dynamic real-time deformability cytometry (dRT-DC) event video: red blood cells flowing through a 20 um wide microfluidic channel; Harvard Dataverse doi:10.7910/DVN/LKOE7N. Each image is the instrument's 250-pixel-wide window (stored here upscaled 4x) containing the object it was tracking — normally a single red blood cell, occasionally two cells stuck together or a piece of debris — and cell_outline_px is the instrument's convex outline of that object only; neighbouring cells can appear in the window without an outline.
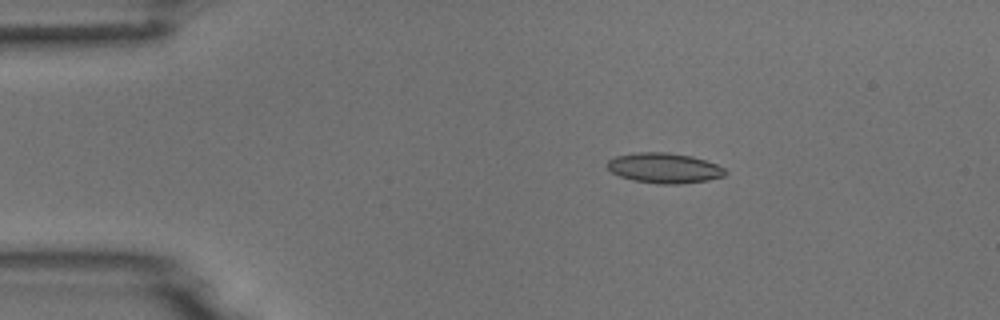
{"species": "common noctule bat (a hibernating species)", "species_latin": "Nyctalus noctula", "temperature_condition": "room temperature", "stored_images_in_passage": 6, "camera_frame_rate_fps": 3000, "um_per_image_px": 0.085, "animal": {"sex": "male", "body_mass_g": 18.8}, "frame": {"image": 1, "passage_image": 3, "time_ms": 2.333, "image_size_px": [1000, 320], "cell_outline_px": [[728, 172], [724, 176], [708, 180], [680, 184], [656, 184], [632, 180], [620, 176], [612, 172], [604, 164], [608, 160], [616, 156], [636, 152], [668, 152], [692, 156], [716, 164], [724, 168]], "centroid_in_image_um": [56.44, 14.28], "position_along_channel_um": 28.6, "area_um2": 20.92}}
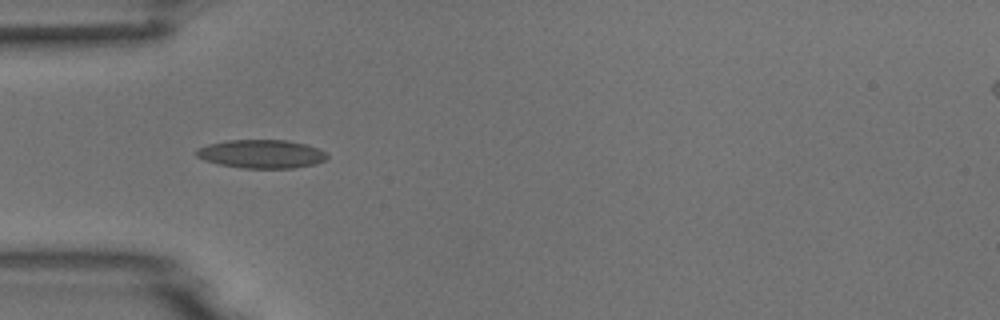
{"frame": {"image": 2, "passage_image": 5, "time_ms": 4.667, "image_size_px": [1000, 320], "cell_outline_px": [[328, 156], [324, 160], [316, 164], [292, 168], [240, 168], [220, 164], [204, 160], [196, 156], [192, 152], [196, 148], [208, 144], [224, 140], [288, 140], [308, 144], [324, 152]], "centroid_in_image_um": [22.17, 13.08], "position_along_channel_um": 62.8, "area_um2": 21.91}}